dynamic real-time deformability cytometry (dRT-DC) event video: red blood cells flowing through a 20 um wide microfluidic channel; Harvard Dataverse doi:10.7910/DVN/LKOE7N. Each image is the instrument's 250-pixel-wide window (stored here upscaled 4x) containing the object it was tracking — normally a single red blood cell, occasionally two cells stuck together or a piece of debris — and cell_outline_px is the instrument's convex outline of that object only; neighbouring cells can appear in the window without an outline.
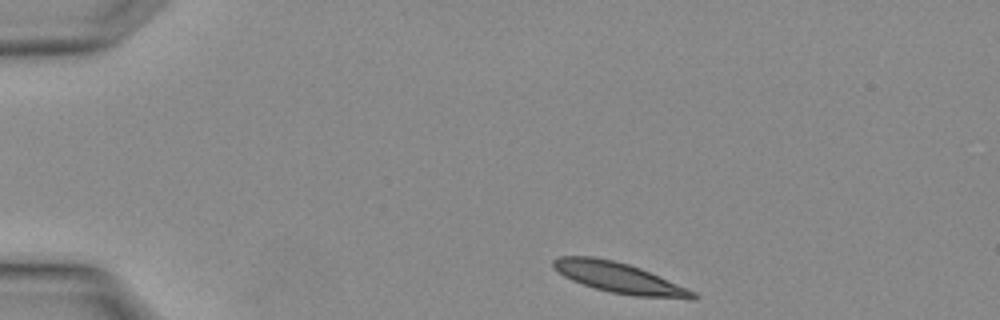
{"species": "Egyptian fruit bat (a non-hibernating species)", "species_latin": "Rousettus aegyptiacus", "temperature_condition": "warm", "stored_images_in_passage": 2, "camera_frame_rate_fps": 3000, "um_per_image_px": 0.085, "animal": {"sex": "female"}, "frame": {"image": 1, "passage_image": 1, "time_ms": 0.0, "image_size_px": [1000, 320], "cell_outline_px": [[700, 296], [696, 300], [688, 300], [636, 296], [612, 292], [596, 288], [572, 280], [564, 276], [552, 264], [552, 260], [556, 256], [592, 256], [612, 260], [628, 264], [640, 268], [696, 292]], "centroid_in_image_um": [52.69, 23.63], "position_along_channel_um": 32.3, "area_um2": 24.68}}